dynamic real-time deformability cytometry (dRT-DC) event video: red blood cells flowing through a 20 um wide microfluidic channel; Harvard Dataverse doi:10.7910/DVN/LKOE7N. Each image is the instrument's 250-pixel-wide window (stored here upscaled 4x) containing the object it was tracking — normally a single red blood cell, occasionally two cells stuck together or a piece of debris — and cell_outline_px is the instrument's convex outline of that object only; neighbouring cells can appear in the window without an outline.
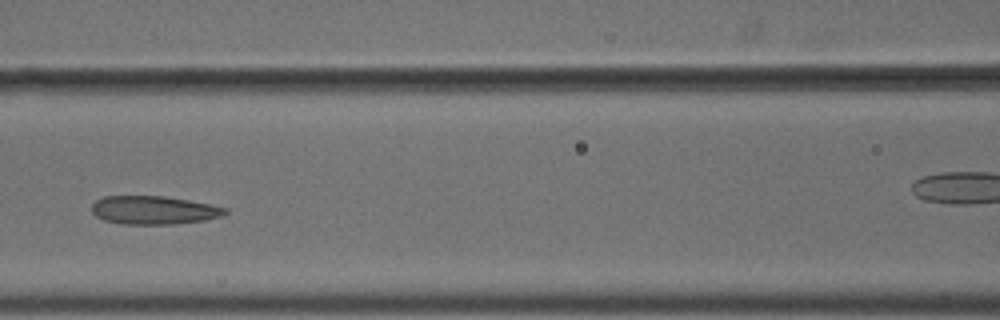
{"species": "common noctule bat (a hibernating species)", "species_latin": "Nyctalus noctula", "temperature_condition": "cold", "stored_images_in_passage": 8, "camera_frame_rate_fps": 3000, "um_per_image_px": 0.085, "animal": {"sex": "male", "body_mass_g": 18.8}, "frame": {"image": 1, "passage_image": 6, "time_ms": 1.667, "image_size_px": [1000, 320], "cell_outline_px": [[228, 212], [224, 216], [204, 220], [172, 224], [120, 224], [104, 220], [96, 216], [92, 212], [92, 204], [96, 200], [104, 196], [164, 196], [212, 204], [228, 208]], "centroid_in_image_um": [13.1, 17.86], "position_along_channel_um": 153.5, "area_um2": 22.2}}
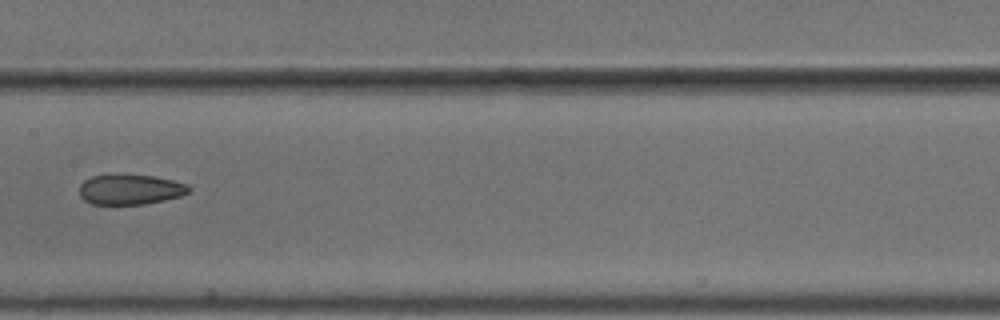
{"frame": {"image": 2, "passage_image": 8, "time_ms": 2.333, "image_size_px": [1000, 320], "cell_outline_px": [[192, 188], [188, 192], [180, 196], [164, 200], [144, 204], [92, 204], [84, 200], [80, 196], [80, 184], [84, 180], [92, 176], [152, 176], [172, 180], [188, 184]], "centroid_in_image_um": [11.08, 16.13], "position_along_channel_um": 196.3, "area_um2": 18.84}}